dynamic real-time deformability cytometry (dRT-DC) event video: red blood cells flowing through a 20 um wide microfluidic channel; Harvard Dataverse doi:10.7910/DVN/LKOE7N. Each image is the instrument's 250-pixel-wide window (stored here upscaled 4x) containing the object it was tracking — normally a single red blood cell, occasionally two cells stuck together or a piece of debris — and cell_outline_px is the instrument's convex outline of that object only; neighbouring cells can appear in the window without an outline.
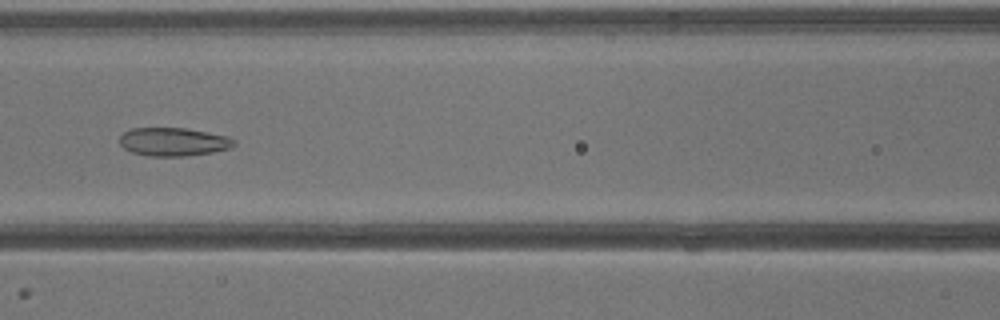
{"species": "common noctule bat (a hibernating species)", "species_latin": "Nyctalus noctula", "temperature_condition": "warm", "stored_images_in_passage": 21, "camera_frame_rate_fps": 3000, "um_per_image_px": 0.085, "animal": {"sex": "male", "body_mass_g": 13.3}, "frame": {"image": 1, "passage_image": 10, "time_ms": 3.0, "image_size_px": [1000, 320], "cell_outline_px": [[236, 144], [228, 148], [212, 152], [184, 156], [148, 156], [132, 152], [124, 148], [120, 144], [120, 136], [124, 132], [132, 128], [184, 128], [208, 132], [228, 136], [236, 140]], "centroid_in_image_um": [14.74, 12.05], "position_along_channel_um": 151.9, "area_um2": 18.84}}
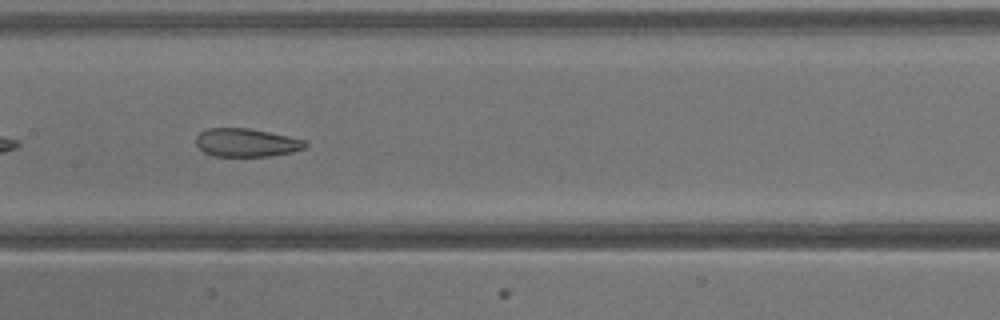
{"frame": {"image": 2, "passage_image": 12, "time_ms": 3.667, "image_size_px": [1000, 320], "cell_outline_px": [[308, 144], [304, 148], [292, 152], [272, 156], [212, 156], [204, 152], [196, 144], [196, 136], [200, 132], [208, 128], [248, 128], [288, 136], [304, 140]], "centroid_in_image_um": [20.93, 12.13], "position_along_channel_um": 186.5, "area_um2": 17.98}}
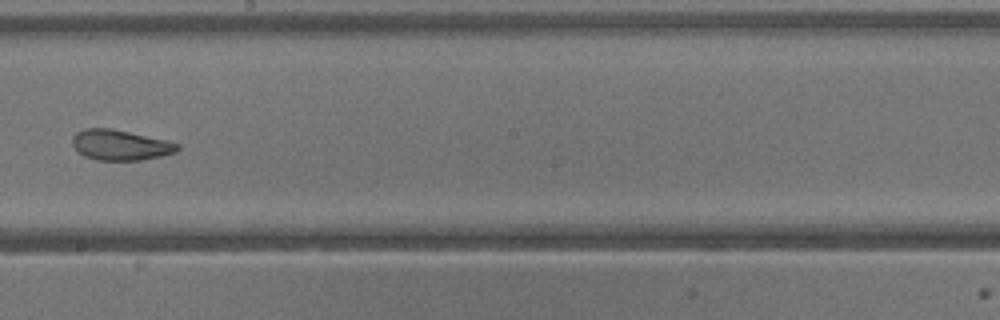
{"frame": {"image": 3, "passage_image": 15, "time_ms": 4.667, "image_size_px": [1000, 320], "cell_outline_px": [[180, 148], [176, 152], [160, 156], [140, 160], [96, 160], [84, 156], [72, 144], [72, 136], [76, 132], [84, 128], [112, 128], [168, 140], [180, 144]], "centroid_in_image_um": [10.24, 12.31], "position_along_channel_um": 238.0, "area_um2": 18.73}}